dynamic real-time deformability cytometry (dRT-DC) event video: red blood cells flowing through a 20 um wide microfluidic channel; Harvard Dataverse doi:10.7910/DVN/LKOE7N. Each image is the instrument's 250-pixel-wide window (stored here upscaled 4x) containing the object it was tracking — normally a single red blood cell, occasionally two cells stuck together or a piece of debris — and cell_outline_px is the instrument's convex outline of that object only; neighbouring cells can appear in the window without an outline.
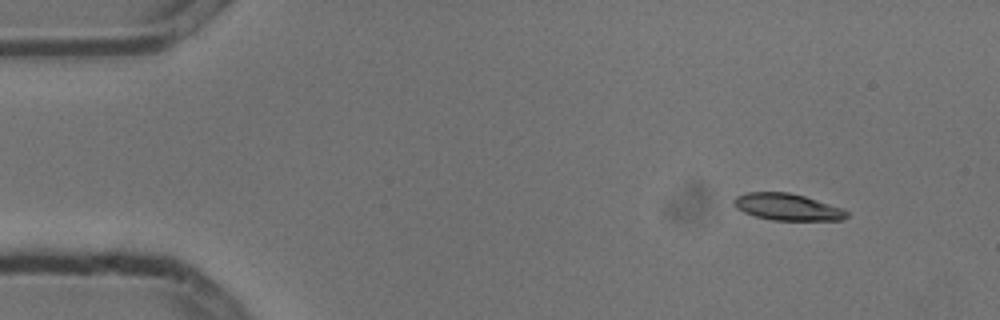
{"species": "common noctule bat (a hibernating species)", "species_latin": "Nyctalus noctula", "temperature_condition": "cold", "stored_images_in_passage": 4, "camera_frame_rate_fps": 3000, "um_per_image_px": 0.085, "animal": {"sex": "male", "body_mass_g": 13.3}, "frame": {"image": 1, "passage_image": 1, "time_ms": 0.0, "image_size_px": [1000, 320], "cell_outline_px": [[848, 216], [840, 220], [772, 220], [756, 216], [744, 212], [736, 208], [732, 204], [732, 200], [736, 196], [744, 192], [788, 192], [804, 196], [840, 208], [848, 212]], "centroid_in_image_um": [66.85, 17.58], "position_along_channel_um": 18.2, "area_um2": 17.46}}
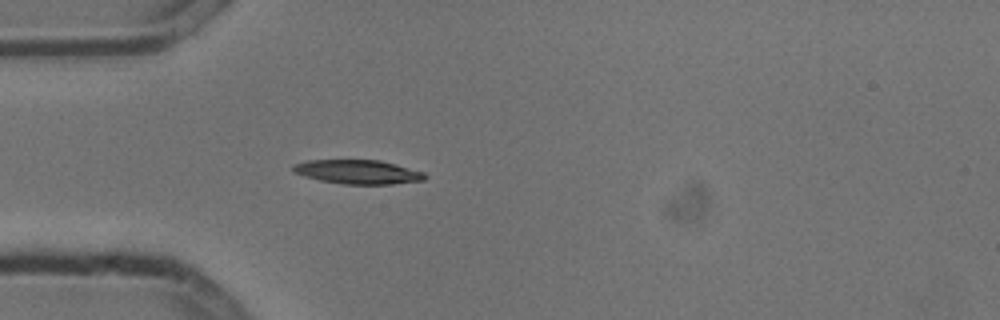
{"frame": {"image": 2, "passage_image": 4, "time_ms": 1.0, "image_size_px": [1000, 320], "cell_outline_px": [[428, 176], [424, 180], [392, 184], [344, 184], [320, 180], [304, 176], [292, 172], [292, 164], [308, 160], [380, 160], [396, 164], [424, 172]], "centroid_in_image_um": [30.41, 14.61], "position_along_channel_um": 54.6, "area_um2": 18.55}}